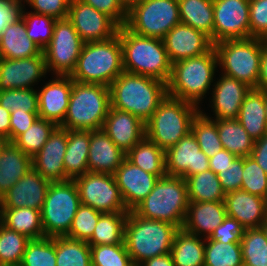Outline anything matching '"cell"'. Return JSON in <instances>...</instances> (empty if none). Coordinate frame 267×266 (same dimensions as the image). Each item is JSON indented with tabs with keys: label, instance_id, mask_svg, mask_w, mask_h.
Here are the masks:
<instances>
[{
	"label": "cell",
	"instance_id": "13",
	"mask_svg": "<svg viewBox=\"0 0 267 266\" xmlns=\"http://www.w3.org/2000/svg\"><path fill=\"white\" fill-rule=\"evenodd\" d=\"M74 181L82 205L102 213L129 212L114 175L88 171Z\"/></svg>",
	"mask_w": 267,
	"mask_h": 266
},
{
	"label": "cell",
	"instance_id": "22",
	"mask_svg": "<svg viewBox=\"0 0 267 266\" xmlns=\"http://www.w3.org/2000/svg\"><path fill=\"white\" fill-rule=\"evenodd\" d=\"M102 129L125 154L145 137L144 122L130 112L113 107H110Z\"/></svg>",
	"mask_w": 267,
	"mask_h": 266
},
{
	"label": "cell",
	"instance_id": "6",
	"mask_svg": "<svg viewBox=\"0 0 267 266\" xmlns=\"http://www.w3.org/2000/svg\"><path fill=\"white\" fill-rule=\"evenodd\" d=\"M189 206L186 181L182 177L164 176L132 211L145 219L159 220L183 227Z\"/></svg>",
	"mask_w": 267,
	"mask_h": 266
},
{
	"label": "cell",
	"instance_id": "14",
	"mask_svg": "<svg viewBox=\"0 0 267 266\" xmlns=\"http://www.w3.org/2000/svg\"><path fill=\"white\" fill-rule=\"evenodd\" d=\"M213 44L251 38L249 0H213Z\"/></svg>",
	"mask_w": 267,
	"mask_h": 266
},
{
	"label": "cell",
	"instance_id": "58",
	"mask_svg": "<svg viewBox=\"0 0 267 266\" xmlns=\"http://www.w3.org/2000/svg\"><path fill=\"white\" fill-rule=\"evenodd\" d=\"M235 158L236 156L233 153H230L226 149H222L217 154L209 158V168L217 175L221 170L229 166Z\"/></svg>",
	"mask_w": 267,
	"mask_h": 266
},
{
	"label": "cell",
	"instance_id": "62",
	"mask_svg": "<svg viewBox=\"0 0 267 266\" xmlns=\"http://www.w3.org/2000/svg\"><path fill=\"white\" fill-rule=\"evenodd\" d=\"M139 266H175L171 254L153 257L142 262Z\"/></svg>",
	"mask_w": 267,
	"mask_h": 266
},
{
	"label": "cell",
	"instance_id": "43",
	"mask_svg": "<svg viewBox=\"0 0 267 266\" xmlns=\"http://www.w3.org/2000/svg\"><path fill=\"white\" fill-rule=\"evenodd\" d=\"M191 132L196 137L199 147L208 158H211L223 149L218 136L217 125L213 118L209 117L206 113L200 111L193 119Z\"/></svg>",
	"mask_w": 267,
	"mask_h": 266
},
{
	"label": "cell",
	"instance_id": "34",
	"mask_svg": "<svg viewBox=\"0 0 267 266\" xmlns=\"http://www.w3.org/2000/svg\"><path fill=\"white\" fill-rule=\"evenodd\" d=\"M217 125L218 136L223 149L236 157L250 156L254 147L253 140L237 119L213 120Z\"/></svg>",
	"mask_w": 267,
	"mask_h": 266
},
{
	"label": "cell",
	"instance_id": "16",
	"mask_svg": "<svg viewBox=\"0 0 267 266\" xmlns=\"http://www.w3.org/2000/svg\"><path fill=\"white\" fill-rule=\"evenodd\" d=\"M165 169L168 176L184 179L210 169L209 158L192 132L165 151Z\"/></svg>",
	"mask_w": 267,
	"mask_h": 266
},
{
	"label": "cell",
	"instance_id": "39",
	"mask_svg": "<svg viewBox=\"0 0 267 266\" xmlns=\"http://www.w3.org/2000/svg\"><path fill=\"white\" fill-rule=\"evenodd\" d=\"M56 266H91L90 245L85 241L56 236Z\"/></svg>",
	"mask_w": 267,
	"mask_h": 266
},
{
	"label": "cell",
	"instance_id": "49",
	"mask_svg": "<svg viewBox=\"0 0 267 266\" xmlns=\"http://www.w3.org/2000/svg\"><path fill=\"white\" fill-rule=\"evenodd\" d=\"M102 212L86 205H80L72 221L69 232L65 235L74 240L88 242Z\"/></svg>",
	"mask_w": 267,
	"mask_h": 266
},
{
	"label": "cell",
	"instance_id": "4",
	"mask_svg": "<svg viewBox=\"0 0 267 266\" xmlns=\"http://www.w3.org/2000/svg\"><path fill=\"white\" fill-rule=\"evenodd\" d=\"M178 230L173 224L145 219L129 211L124 242L133 264L139 266L147 259L169 254Z\"/></svg>",
	"mask_w": 267,
	"mask_h": 266
},
{
	"label": "cell",
	"instance_id": "45",
	"mask_svg": "<svg viewBox=\"0 0 267 266\" xmlns=\"http://www.w3.org/2000/svg\"><path fill=\"white\" fill-rule=\"evenodd\" d=\"M20 266H56V236L30 239Z\"/></svg>",
	"mask_w": 267,
	"mask_h": 266
},
{
	"label": "cell",
	"instance_id": "30",
	"mask_svg": "<svg viewBox=\"0 0 267 266\" xmlns=\"http://www.w3.org/2000/svg\"><path fill=\"white\" fill-rule=\"evenodd\" d=\"M90 130H67L64 156L65 181L75 180L88 172Z\"/></svg>",
	"mask_w": 267,
	"mask_h": 266
},
{
	"label": "cell",
	"instance_id": "59",
	"mask_svg": "<svg viewBox=\"0 0 267 266\" xmlns=\"http://www.w3.org/2000/svg\"><path fill=\"white\" fill-rule=\"evenodd\" d=\"M250 156L256 160L257 164L267 174V133L261 139L255 141Z\"/></svg>",
	"mask_w": 267,
	"mask_h": 266
},
{
	"label": "cell",
	"instance_id": "51",
	"mask_svg": "<svg viewBox=\"0 0 267 266\" xmlns=\"http://www.w3.org/2000/svg\"><path fill=\"white\" fill-rule=\"evenodd\" d=\"M249 19L251 37L267 34V0H249Z\"/></svg>",
	"mask_w": 267,
	"mask_h": 266
},
{
	"label": "cell",
	"instance_id": "31",
	"mask_svg": "<svg viewBox=\"0 0 267 266\" xmlns=\"http://www.w3.org/2000/svg\"><path fill=\"white\" fill-rule=\"evenodd\" d=\"M237 120L255 141L267 133L264 90L251 88L244 97Z\"/></svg>",
	"mask_w": 267,
	"mask_h": 266
},
{
	"label": "cell",
	"instance_id": "56",
	"mask_svg": "<svg viewBox=\"0 0 267 266\" xmlns=\"http://www.w3.org/2000/svg\"><path fill=\"white\" fill-rule=\"evenodd\" d=\"M38 112L10 113V142H13L20 134L24 133L38 118Z\"/></svg>",
	"mask_w": 267,
	"mask_h": 266
},
{
	"label": "cell",
	"instance_id": "26",
	"mask_svg": "<svg viewBox=\"0 0 267 266\" xmlns=\"http://www.w3.org/2000/svg\"><path fill=\"white\" fill-rule=\"evenodd\" d=\"M226 217L224 201L189 202L182 229L190 234L208 238Z\"/></svg>",
	"mask_w": 267,
	"mask_h": 266
},
{
	"label": "cell",
	"instance_id": "40",
	"mask_svg": "<svg viewBox=\"0 0 267 266\" xmlns=\"http://www.w3.org/2000/svg\"><path fill=\"white\" fill-rule=\"evenodd\" d=\"M58 126L46 119L37 118L13 143L31 159L42 149Z\"/></svg>",
	"mask_w": 267,
	"mask_h": 266
},
{
	"label": "cell",
	"instance_id": "10",
	"mask_svg": "<svg viewBox=\"0 0 267 266\" xmlns=\"http://www.w3.org/2000/svg\"><path fill=\"white\" fill-rule=\"evenodd\" d=\"M80 205L79 191L74 180L51 182L41 210L45 236H65Z\"/></svg>",
	"mask_w": 267,
	"mask_h": 266
},
{
	"label": "cell",
	"instance_id": "50",
	"mask_svg": "<svg viewBox=\"0 0 267 266\" xmlns=\"http://www.w3.org/2000/svg\"><path fill=\"white\" fill-rule=\"evenodd\" d=\"M241 190L267 200V174L251 156L243 158Z\"/></svg>",
	"mask_w": 267,
	"mask_h": 266
},
{
	"label": "cell",
	"instance_id": "65",
	"mask_svg": "<svg viewBox=\"0 0 267 266\" xmlns=\"http://www.w3.org/2000/svg\"><path fill=\"white\" fill-rule=\"evenodd\" d=\"M264 99H265V116H266V124H267V90H264Z\"/></svg>",
	"mask_w": 267,
	"mask_h": 266
},
{
	"label": "cell",
	"instance_id": "1",
	"mask_svg": "<svg viewBox=\"0 0 267 266\" xmlns=\"http://www.w3.org/2000/svg\"><path fill=\"white\" fill-rule=\"evenodd\" d=\"M111 107L130 112L146 123L167 96L162 80L122 72L109 86Z\"/></svg>",
	"mask_w": 267,
	"mask_h": 266
},
{
	"label": "cell",
	"instance_id": "3",
	"mask_svg": "<svg viewBox=\"0 0 267 266\" xmlns=\"http://www.w3.org/2000/svg\"><path fill=\"white\" fill-rule=\"evenodd\" d=\"M122 72L123 50L117 33L107 40L85 42L70 77L73 81L109 87Z\"/></svg>",
	"mask_w": 267,
	"mask_h": 266
},
{
	"label": "cell",
	"instance_id": "47",
	"mask_svg": "<svg viewBox=\"0 0 267 266\" xmlns=\"http://www.w3.org/2000/svg\"><path fill=\"white\" fill-rule=\"evenodd\" d=\"M91 266H132L125 244L90 245Z\"/></svg>",
	"mask_w": 267,
	"mask_h": 266
},
{
	"label": "cell",
	"instance_id": "53",
	"mask_svg": "<svg viewBox=\"0 0 267 266\" xmlns=\"http://www.w3.org/2000/svg\"><path fill=\"white\" fill-rule=\"evenodd\" d=\"M243 157H236L232 163L217 174L225 194L241 189Z\"/></svg>",
	"mask_w": 267,
	"mask_h": 266
},
{
	"label": "cell",
	"instance_id": "28",
	"mask_svg": "<svg viewBox=\"0 0 267 266\" xmlns=\"http://www.w3.org/2000/svg\"><path fill=\"white\" fill-rule=\"evenodd\" d=\"M41 52L42 49L27 36L25 21L20 15L0 32V58L23 59Z\"/></svg>",
	"mask_w": 267,
	"mask_h": 266
},
{
	"label": "cell",
	"instance_id": "27",
	"mask_svg": "<svg viewBox=\"0 0 267 266\" xmlns=\"http://www.w3.org/2000/svg\"><path fill=\"white\" fill-rule=\"evenodd\" d=\"M88 171L114 175L126 158L103 129L90 131Z\"/></svg>",
	"mask_w": 267,
	"mask_h": 266
},
{
	"label": "cell",
	"instance_id": "66",
	"mask_svg": "<svg viewBox=\"0 0 267 266\" xmlns=\"http://www.w3.org/2000/svg\"><path fill=\"white\" fill-rule=\"evenodd\" d=\"M266 234L267 237V220L263 223V225L261 226Z\"/></svg>",
	"mask_w": 267,
	"mask_h": 266
},
{
	"label": "cell",
	"instance_id": "21",
	"mask_svg": "<svg viewBox=\"0 0 267 266\" xmlns=\"http://www.w3.org/2000/svg\"><path fill=\"white\" fill-rule=\"evenodd\" d=\"M55 77L49 80L42 90H38V116L60 126L67 114L72 78L61 75Z\"/></svg>",
	"mask_w": 267,
	"mask_h": 266
},
{
	"label": "cell",
	"instance_id": "12",
	"mask_svg": "<svg viewBox=\"0 0 267 266\" xmlns=\"http://www.w3.org/2000/svg\"><path fill=\"white\" fill-rule=\"evenodd\" d=\"M84 41L68 18L57 19L49 44L42 50L47 72L70 76L81 54Z\"/></svg>",
	"mask_w": 267,
	"mask_h": 266
},
{
	"label": "cell",
	"instance_id": "5",
	"mask_svg": "<svg viewBox=\"0 0 267 266\" xmlns=\"http://www.w3.org/2000/svg\"><path fill=\"white\" fill-rule=\"evenodd\" d=\"M218 66L215 48L200 56L179 60L172 64L167 95L196 106L209 91Z\"/></svg>",
	"mask_w": 267,
	"mask_h": 266
},
{
	"label": "cell",
	"instance_id": "15",
	"mask_svg": "<svg viewBox=\"0 0 267 266\" xmlns=\"http://www.w3.org/2000/svg\"><path fill=\"white\" fill-rule=\"evenodd\" d=\"M67 18L84 42L107 40L118 33L119 25L111 17L81 0H71Z\"/></svg>",
	"mask_w": 267,
	"mask_h": 266
},
{
	"label": "cell",
	"instance_id": "57",
	"mask_svg": "<svg viewBox=\"0 0 267 266\" xmlns=\"http://www.w3.org/2000/svg\"><path fill=\"white\" fill-rule=\"evenodd\" d=\"M21 5L13 0H0V32L19 15Z\"/></svg>",
	"mask_w": 267,
	"mask_h": 266
},
{
	"label": "cell",
	"instance_id": "68",
	"mask_svg": "<svg viewBox=\"0 0 267 266\" xmlns=\"http://www.w3.org/2000/svg\"><path fill=\"white\" fill-rule=\"evenodd\" d=\"M13 1H16V2H21V3H23V0H13Z\"/></svg>",
	"mask_w": 267,
	"mask_h": 266
},
{
	"label": "cell",
	"instance_id": "29",
	"mask_svg": "<svg viewBox=\"0 0 267 266\" xmlns=\"http://www.w3.org/2000/svg\"><path fill=\"white\" fill-rule=\"evenodd\" d=\"M32 168V159L13 142L0 141V197Z\"/></svg>",
	"mask_w": 267,
	"mask_h": 266
},
{
	"label": "cell",
	"instance_id": "48",
	"mask_svg": "<svg viewBox=\"0 0 267 266\" xmlns=\"http://www.w3.org/2000/svg\"><path fill=\"white\" fill-rule=\"evenodd\" d=\"M0 105L10 112H38V91L32 88L0 91Z\"/></svg>",
	"mask_w": 267,
	"mask_h": 266
},
{
	"label": "cell",
	"instance_id": "2",
	"mask_svg": "<svg viewBox=\"0 0 267 266\" xmlns=\"http://www.w3.org/2000/svg\"><path fill=\"white\" fill-rule=\"evenodd\" d=\"M118 34L125 72L150 76L168 83L172 63L162 39L138 35L125 25L119 26Z\"/></svg>",
	"mask_w": 267,
	"mask_h": 266
},
{
	"label": "cell",
	"instance_id": "9",
	"mask_svg": "<svg viewBox=\"0 0 267 266\" xmlns=\"http://www.w3.org/2000/svg\"><path fill=\"white\" fill-rule=\"evenodd\" d=\"M263 46L262 38L253 37L215 43L222 74L257 89Z\"/></svg>",
	"mask_w": 267,
	"mask_h": 266
},
{
	"label": "cell",
	"instance_id": "25",
	"mask_svg": "<svg viewBox=\"0 0 267 266\" xmlns=\"http://www.w3.org/2000/svg\"><path fill=\"white\" fill-rule=\"evenodd\" d=\"M213 87L210 102L215 115L214 120L237 119L244 97L251 87L223 74Z\"/></svg>",
	"mask_w": 267,
	"mask_h": 266
},
{
	"label": "cell",
	"instance_id": "20",
	"mask_svg": "<svg viewBox=\"0 0 267 266\" xmlns=\"http://www.w3.org/2000/svg\"><path fill=\"white\" fill-rule=\"evenodd\" d=\"M66 149L67 129L58 126L42 149L32 158V168L50 182L65 181Z\"/></svg>",
	"mask_w": 267,
	"mask_h": 266
},
{
	"label": "cell",
	"instance_id": "18",
	"mask_svg": "<svg viewBox=\"0 0 267 266\" xmlns=\"http://www.w3.org/2000/svg\"><path fill=\"white\" fill-rule=\"evenodd\" d=\"M162 40L172 64L205 54L214 47L207 35L183 23L174 26Z\"/></svg>",
	"mask_w": 267,
	"mask_h": 266
},
{
	"label": "cell",
	"instance_id": "37",
	"mask_svg": "<svg viewBox=\"0 0 267 266\" xmlns=\"http://www.w3.org/2000/svg\"><path fill=\"white\" fill-rule=\"evenodd\" d=\"M189 202L224 201L225 192L218 176L211 171H203L185 178Z\"/></svg>",
	"mask_w": 267,
	"mask_h": 266
},
{
	"label": "cell",
	"instance_id": "36",
	"mask_svg": "<svg viewBox=\"0 0 267 266\" xmlns=\"http://www.w3.org/2000/svg\"><path fill=\"white\" fill-rule=\"evenodd\" d=\"M3 225L29 239L45 237L40 210L29 207L3 208Z\"/></svg>",
	"mask_w": 267,
	"mask_h": 266
},
{
	"label": "cell",
	"instance_id": "17",
	"mask_svg": "<svg viewBox=\"0 0 267 266\" xmlns=\"http://www.w3.org/2000/svg\"><path fill=\"white\" fill-rule=\"evenodd\" d=\"M46 74L43 51L37 56L23 59L0 58V91L33 89L35 83Z\"/></svg>",
	"mask_w": 267,
	"mask_h": 266
},
{
	"label": "cell",
	"instance_id": "32",
	"mask_svg": "<svg viewBox=\"0 0 267 266\" xmlns=\"http://www.w3.org/2000/svg\"><path fill=\"white\" fill-rule=\"evenodd\" d=\"M202 238L179 229L170 251L174 265L204 266L205 238Z\"/></svg>",
	"mask_w": 267,
	"mask_h": 266
},
{
	"label": "cell",
	"instance_id": "41",
	"mask_svg": "<svg viewBox=\"0 0 267 266\" xmlns=\"http://www.w3.org/2000/svg\"><path fill=\"white\" fill-rule=\"evenodd\" d=\"M204 266H244L241 244L205 238Z\"/></svg>",
	"mask_w": 267,
	"mask_h": 266
},
{
	"label": "cell",
	"instance_id": "52",
	"mask_svg": "<svg viewBox=\"0 0 267 266\" xmlns=\"http://www.w3.org/2000/svg\"><path fill=\"white\" fill-rule=\"evenodd\" d=\"M35 10L34 13L44 14L54 19L68 17L71 0H23Z\"/></svg>",
	"mask_w": 267,
	"mask_h": 266
},
{
	"label": "cell",
	"instance_id": "33",
	"mask_svg": "<svg viewBox=\"0 0 267 266\" xmlns=\"http://www.w3.org/2000/svg\"><path fill=\"white\" fill-rule=\"evenodd\" d=\"M181 23L207 35L213 43V0H178Z\"/></svg>",
	"mask_w": 267,
	"mask_h": 266
},
{
	"label": "cell",
	"instance_id": "23",
	"mask_svg": "<svg viewBox=\"0 0 267 266\" xmlns=\"http://www.w3.org/2000/svg\"><path fill=\"white\" fill-rule=\"evenodd\" d=\"M50 181L31 168L3 196V208L29 207L42 210Z\"/></svg>",
	"mask_w": 267,
	"mask_h": 266
},
{
	"label": "cell",
	"instance_id": "63",
	"mask_svg": "<svg viewBox=\"0 0 267 266\" xmlns=\"http://www.w3.org/2000/svg\"><path fill=\"white\" fill-rule=\"evenodd\" d=\"M142 0H119L126 11H129L134 5L140 3Z\"/></svg>",
	"mask_w": 267,
	"mask_h": 266
},
{
	"label": "cell",
	"instance_id": "55",
	"mask_svg": "<svg viewBox=\"0 0 267 266\" xmlns=\"http://www.w3.org/2000/svg\"><path fill=\"white\" fill-rule=\"evenodd\" d=\"M91 5L96 10L111 17L119 26H124L127 21V11L119 0H81Z\"/></svg>",
	"mask_w": 267,
	"mask_h": 266
},
{
	"label": "cell",
	"instance_id": "7",
	"mask_svg": "<svg viewBox=\"0 0 267 266\" xmlns=\"http://www.w3.org/2000/svg\"><path fill=\"white\" fill-rule=\"evenodd\" d=\"M110 107L108 86L72 80L67 114L59 127L67 130H100Z\"/></svg>",
	"mask_w": 267,
	"mask_h": 266
},
{
	"label": "cell",
	"instance_id": "44",
	"mask_svg": "<svg viewBox=\"0 0 267 266\" xmlns=\"http://www.w3.org/2000/svg\"><path fill=\"white\" fill-rule=\"evenodd\" d=\"M24 234L4 226L0 227V266H20L29 242Z\"/></svg>",
	"mask_w": 267,
	"mask_h": 266
},
{
	"label": "cell",
	"instance_id": "64",
	"mask_svg": "<svg viewBox=\"0 0 267 266\" xmlns=\"http://www.w3.org/2000/svg\"><path fill=\"white\" fill-rule=\"evenodd\" d=\"M3 224V202L2 197H0V227Z\"/></svg>",
	"mask_w": 267,
	"mask_h": 266
},
{
	"label": "cell",
	"instance_id": "61",
	"mask_svg": "<svg viewBox=\"0 0 267 266\" xmlns=\"http://www.w3.org/2000/svg\"><path fill=\"white\" fill-rule=\"evenodd\" d=\"M257 89L267 90V47L263 46Z\"/></svg>",
	"mask_w": 267,
	"mask_h": 266
},
{
	"label": "cell",
	"instance_id": "11",
	"mask_svg": "<svg viewBox=\"0 0 267 266\" xmlns=\"http://www.w3.org/2000/svg\"><path fill=\"white\" fill-rule=\"evenodd\" d=\"M179 23L178 0H142L127 11L125 26L138 35L163 39Z\"/></svg>",
	"mask_w": 267,
	"mask_h": 266
},
{
	"label": "cell",
	"instance_id": "46",
	"mask_svg": "<svg viewBox=\"0 0 267 266\" xmlns=\"http://www.w3.org/2000/svg\"><path fill=\"white\" fill-rule=\"evenodd\" d=\"M24 6L21 5L19 15L25 21L27 36L43 50L51 41L56 19L32 11L25 13Z\"/></svg>",
	"mask_w": 267,
	"mask_h": 266
},
{
	"label": "cell",
	"instance_id": "67",
	"mask_svg": "<svg viewBox=\"0 0 267 266\" xmlns=\"http://www.w3.org/2000/svg\"><path fill=\"white\" fill-rule=\"evenodd\" d=\"M264 46L267 47V34L262 37Z\"/></svg>",
	"mask_w": 267,
	"mask_h": 266
},
{
	"label": "cell",
	"instance_id": "24",
	"mask_svg": "<svg viewBox=\"0 0 267 266\" xmlns=\"http://www.w3.org/2000/svg\"><path fill=\"white\" fill-rule=\"evenodd\" d=\"M227 216L236 219L245 229L259 228L267 220V200L244 190L225 195Z\"/></svg>",
	"mask_w": 267,
	"mask_h": 266
},
{
	"label": "cell",
	"instance_id": "35",
	"mask_svg": "<svg viewBox=\"0 0 267 266\" xmlns=\"http://www.w3.org/2000/svg\"><path fill=\"white\" fill-rule=\"evenodd\" d=\"M126 158L145 172L158 178L166 176L165 151L144 137L127 154Z\"/></svg>",
	"mask_w": 267,
	"mask_h": 266
},
{
	"label": "cell",
	"instance_id": "19",
	"mask_svg": "<svg viewBox=\"0 0 267 266\" xmlns=\"http://www.w3.org/2000/svg\"><path fill=\"white\" fill-rule=\"evenodd\" d=\"M114 176L128 211H132L146 198L159 179L156 175L134 165L127 158L118 167Z\"/></svg>",
	"mask_w": 267,
	"mask_h": 266
},
{
	"label": "cell",
	"instance_id": "54",
	"mask_svg": "<svg viewBox=\"0 0 267 266\" xmlns=\"http://www.w3.org/2000/svg\"><path fill=\"white\" fill-rule=\"evenodd\" d=\"M245 228L236 220L227 216L210 235V239L221 243H241Z\"/></svg>",
	"mask_w": 267,
	"mask_h": 266
},
{
	"label": "cell",
	"instance_id": "8",
	"mask_svg": "<svg viewBox=\"0 0 267 266\" xmlns=\"http://www.w3.org/2000/svg\"><path fill=\"white\" fill-rule=\"evenodd\" d=\"M200 106L167 95L145 123V137L166 151L191 132Z\"/></svg>",
	"mask_w": 267,
	"mask_h": 266
},
{
	"label": "cell",
	"instance_id": "60",
	"mask_svg": "<svg viewBox=\"0 0 267 266\" xmlns=\"http://www.w3.org/2000/svg\"><path fill=\"white\" fill-rule=\"evenodd\" d=\"M10 111L0 105V141L10 142Z\"/></svg>",
	"mask_w": 267,
	"mask_h": 266
},
{
	"label": "cell",
	"instance_id": "42",
	"mask_svg": "<svg viewBox=\"0 0 267 266\" xmlns=\"http://www.w3.org/2000/svg\"><path fill=\"white\" fill-rule=\"evenodd\" d=\"M240 244L244 266H267V237L262 227L245 229Z\"/></svg>",
	"mask_w": 267,
	"mask_h": 266
},
{
	"label": "cell",
	"instance_id": "38",
	"mask_svg": "<svg viewBox=\"0 0 267 266\" xmlns=\"http://www.w3.org/2000/svg\"><path fill=\"white\" fill-rule=\"evenodd\" d=\"M128 212L102 213L93 231L89 245L125 244V223Z\"/></svg>",
	"mask_w": 267,
	"mask_h": 266
}]
</instances>
